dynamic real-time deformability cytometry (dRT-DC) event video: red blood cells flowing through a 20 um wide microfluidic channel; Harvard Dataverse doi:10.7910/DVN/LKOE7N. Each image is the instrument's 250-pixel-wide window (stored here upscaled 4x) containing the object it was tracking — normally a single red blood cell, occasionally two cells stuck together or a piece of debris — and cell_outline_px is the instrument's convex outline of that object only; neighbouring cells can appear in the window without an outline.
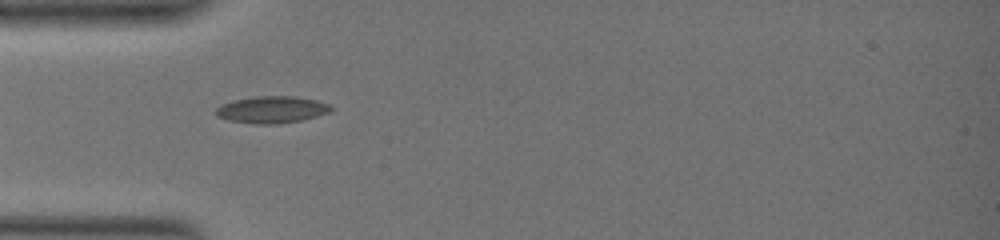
{"species": "common noctule bat (a hibernating species)", "species_latin": "Nyctalus noctula", "temperature_condition": "warm", "stored_images_in_passage": 5, "camera_frame_rate_fps": 3000, "um_per_image_px": 0.085, "animal": {"sex": "female", "body_mass_g": 19.0, "forearm_length_mm": 51.5}, "frame": {"image": 1, "passage_image": 1, "time_ms": 0.0, "image_size_px": [1000, 240], "cell_outline_px": [[332, 108], [328, 112], [316, 116], [300, 120], [272, 124], [256, 124], [228, 120], [216, 116], [216, 108], [220, 104], [232, 100], [256, 96], [296, 96], [316, 100], [328, 104]], "centroid_in_image_um": [23.04, 9.31], "position_along_channel_um": 62.0, "area_um2": 17.92}}